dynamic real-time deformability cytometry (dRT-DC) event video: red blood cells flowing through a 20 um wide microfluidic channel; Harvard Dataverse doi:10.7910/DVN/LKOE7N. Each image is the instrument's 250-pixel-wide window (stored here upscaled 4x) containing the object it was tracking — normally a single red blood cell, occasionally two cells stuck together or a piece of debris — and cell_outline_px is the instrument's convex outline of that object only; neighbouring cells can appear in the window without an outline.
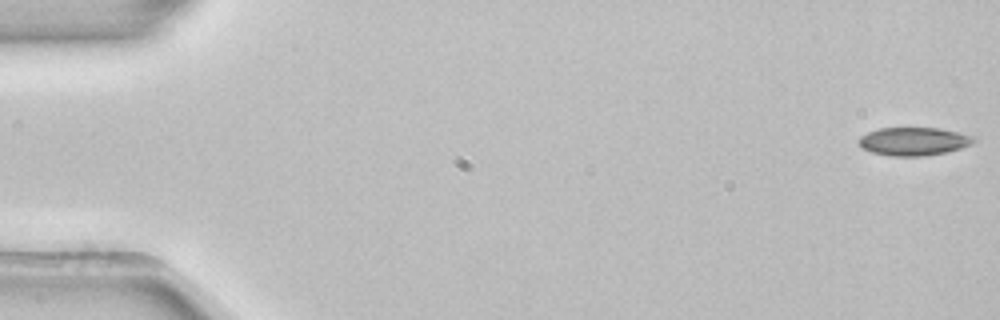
{"species": "common noctule bat (a hibernating species)", "species_latin": "Nyctalus noctula", "temperature_condition": "room temperature", "stored_images_in_passage": 53, "camera_frame_rate_fps": 3000, "um_per_image_px": 0.085, "animal": {"sex": "female", "body_mass_g": 22.7, "forearm_length_mm": 54.2}, "frame": {"image": 1, "passage_image": 1, "time_ms": 0.0, "image_size_px": [1000, 320], "cell_outline_px": [[976, 140], [972, 144], [948, 152], [924, 156], [888, 156], [872, 152], [864, 148], [856, 140], [860, 136], [868, 132], [880, 128], [940, 128], [960, 132], [976, 136]], "centroid_in_image_um": [77.7, 12.01], "position_along_channel_um": 7.3, "area_um2": 19.07}}
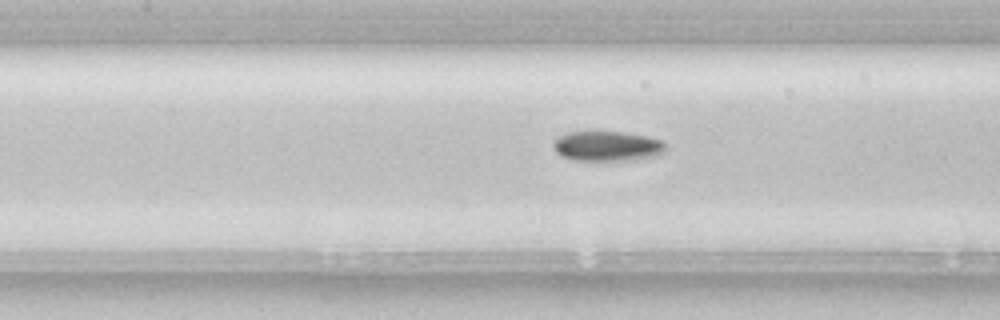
{"frame": {"image": 2, "passage_image": 24, "time_ms": 7.667, "image_size_px": [1000, 320], "cell_outline_px": [[668, 148], [664, 152], [656, 156], [632, 160], [572, 160], [560, 156], [552, 148], [552, 144], [560, 136], [568, 132], [624, 132], [644, 136], [660, 140]], "centroid_in_image_um": [51.6, 12.43], "position_along_channel_um": 155.8, "area_um2": 19.59}}
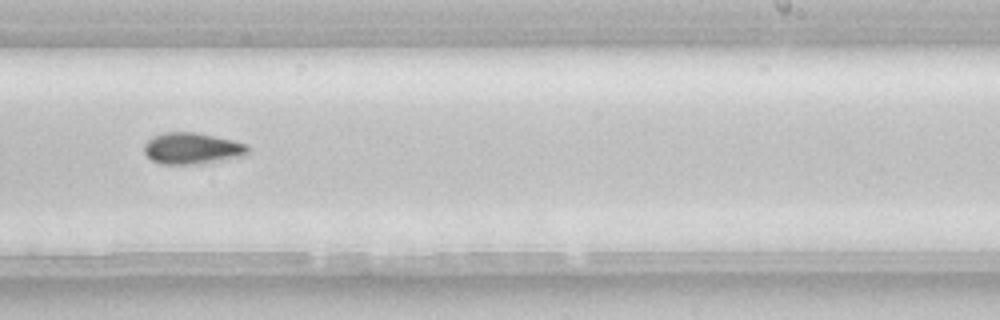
{"frame": {"image": 3, "passage_image": 33, "time_ms": 10.667, "image_size_px": [1000, 320], "cell_outline_px": [[248, 152], [244, 156], [200, 164], [160, 164], [152, 160], [144, 152], [144, 144], [152, 136], [164, 132], [196, 132], [232, 140], [248, 144]], "centroid_in_image_um": [16.32, 12.61], "position_along_channel_um": 272.7, "area_um2": 19.07}, "authors_computed_cell_mechanics": {"area_um2": 19.1318, "velocity_mm_per_s": 3.9109, "shape_relaxation_time_tau1_ms": 5.7126, "shape_relaxation_time_tau2_ms": null, "deformation_change_tau1": 0.1037, "deformation_change_tau2": null}}